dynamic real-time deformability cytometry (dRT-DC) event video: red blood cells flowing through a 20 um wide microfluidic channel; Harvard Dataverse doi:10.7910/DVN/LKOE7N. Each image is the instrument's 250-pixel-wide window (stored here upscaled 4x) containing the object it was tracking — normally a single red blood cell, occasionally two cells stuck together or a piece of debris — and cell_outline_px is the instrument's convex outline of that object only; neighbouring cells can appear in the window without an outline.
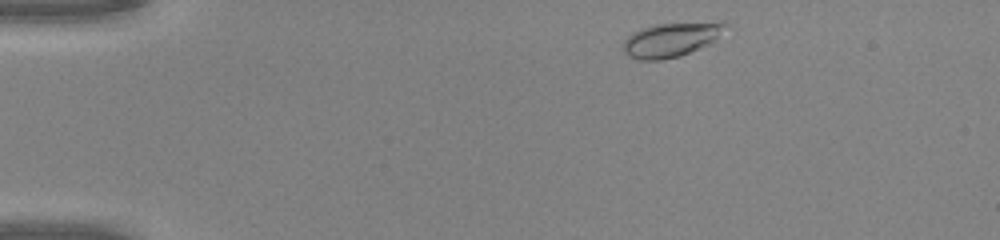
{"species": "common noctule bat (a hibernating species)", "species_latin": "Nyctalus noctula", "temperature_condition": "warm", "stored_images_in_passage": 43, "camera_frame_rate_fps": 3000, "um_per_image_px": 0.085, "animal": {"sex": "male", "body_mass_g": 20.0, "forearm_length_mm": 53.3}, "frame": {"image": 1, "passage_image": 2, "time_ms": 0.333, "image_size_px": [1000, 240], "cell_outline_px": [[728, 24], [716, 40], [700, 48], [680, 56], [660, 60], [640, 60], [628, 56], [624, 52], [624, 40], [632, 32], [640, 28], [652, 24], [720, 20], [724, 20]], "centroid_in_image_um": [57.09, 3.33], "position_along_channel_um": 27.9, "area_um2": 20.92}}
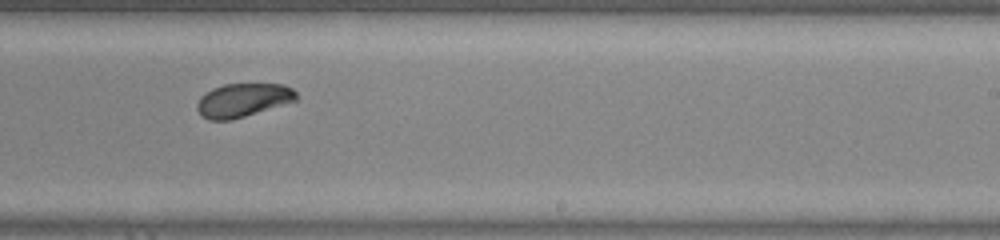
{"frame": {"image": 2, "passage_image": 25, "time_ms": 8.0, "image_size_px": [1000, 240], "cell_outline_px": [[296, 100], [232, 120], [208, 120], [196, 108], [196, 104], [200, 96], [212, 88], [224, 84], [284, 84], [292, 88], [296, 92]], "centroid_in_image_um": [20.62, 8.5], "position_along_channel_um": 268.4, "area_um2": 19.25}}
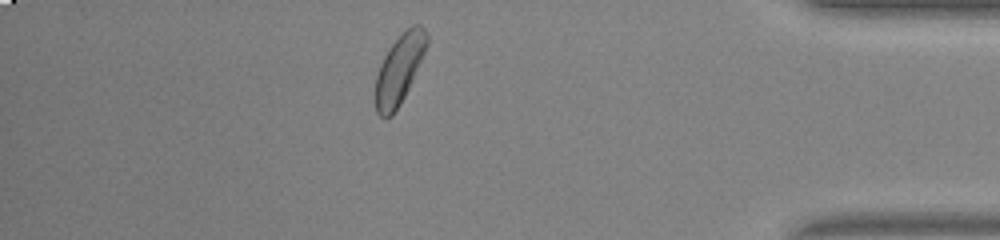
{"frame": {"image": 3, "passage_image": 37, "time_ms": 12.0, "image_size_px": [1000, 240], "cell_outline_px": [[428, 44], [408, 88], [400, 104], [392, 116], [384, 120], [376, 112], [376, 76], [380, 64], [384, 56], [392, 44], [412, 24], [420, 24], [428, 32]], "centroid_in_image_um": [33.94, 5.89], "position_along_channel_um": 401.3, "area_um2": 20.4}, "authors_computed_cell_mechanics": {"area_um2": 20.1722, "velocity_mm_per_s": 4.1703, "shape_relaxation_time_tau1_ms": 1.6847, "shape_relaxation_time_tau2_ms": 5.4494, "deformation_change_tau1": 0.105, "deformation_change_tau2": 0.0626}}